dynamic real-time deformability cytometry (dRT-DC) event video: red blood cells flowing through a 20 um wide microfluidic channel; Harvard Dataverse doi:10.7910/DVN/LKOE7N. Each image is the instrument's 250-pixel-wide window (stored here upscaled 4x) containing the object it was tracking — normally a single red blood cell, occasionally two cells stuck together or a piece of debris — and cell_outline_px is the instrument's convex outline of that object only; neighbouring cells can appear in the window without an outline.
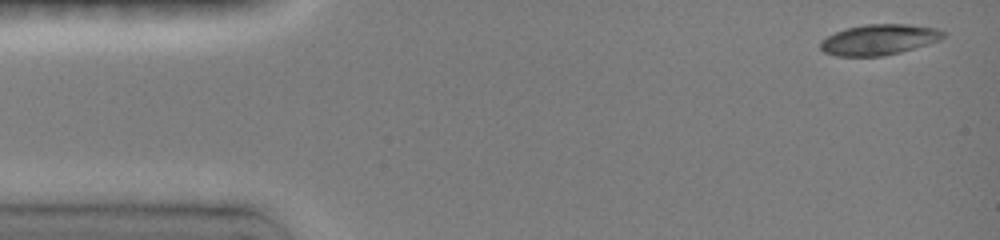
{"species": "common noctule bat (a hibernating species)", "species_latin": "Nyctalus noctula", "temperature_condition": "room temperature", "stored_images_in_passage": 28, "camera_frame_rate_fps": 3000, "um_per_image_px": 0.085, "animal": {"sex": "female", "body_mass_g": 19.0, "forearm_length_mm": 51.5}, "frame": {"image": 1, "passage_image": 1, "time_ms": 0.0, "image_size_px": [1000, 240], "cell_outline_px": [[948, 32], [940, 40], [900, 52], [880, 56], [836, 56], [824, 52], [820, 48], [820, 40], [836, 32], [848, 28], [868, 24], [908, 24], [936, 28]], "centroid_in_image_um": [74.73, 3.37], "position_along_channel_um": 10.3, "area_um2": 21.79}}
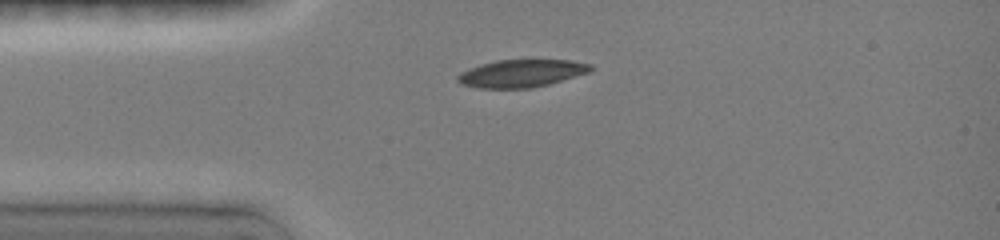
{"frame": {"image": 2, "passage_image": 10, "time_ms": 3.0, "image_size_px": [1000, 240], "cell_outline_px": [[592, 68], [588, 72], [548, 84], [528, 88], [480, 88], [464, 84], [456, 80], [456, 76], [472, 68], [496, 60], [568, 60], [592, 64]], "centroid_in_image_um": [44.34, 6.23], "position_along_channel_um": 40.7, "area_um2": 20.81}}
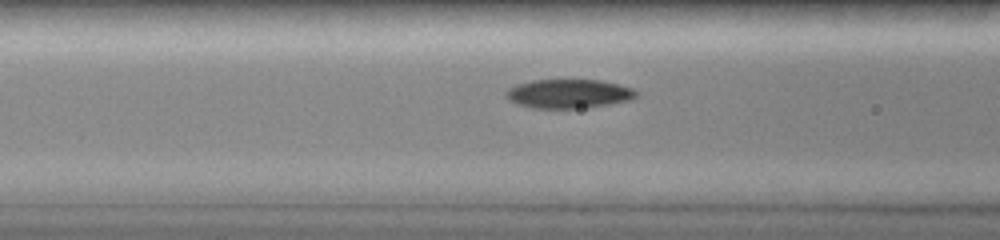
{"frame": {"image": 3, "passage_image": 20, "time_ms": 5.333, "image_size_px": [1000, 240], "cell_outline_px": [[636, 96], [628, 100], [588, 108], [532, 108], [516, 104], [508, 100], [504, 92], [508, 88], [516, 84], [532, 80], [600, 80], [632, 88], [636, 92]], "centroid_in_image_um": [48.26, 7.97], "position_along_channel_um": 118.3, "area_um2": 21.96}}